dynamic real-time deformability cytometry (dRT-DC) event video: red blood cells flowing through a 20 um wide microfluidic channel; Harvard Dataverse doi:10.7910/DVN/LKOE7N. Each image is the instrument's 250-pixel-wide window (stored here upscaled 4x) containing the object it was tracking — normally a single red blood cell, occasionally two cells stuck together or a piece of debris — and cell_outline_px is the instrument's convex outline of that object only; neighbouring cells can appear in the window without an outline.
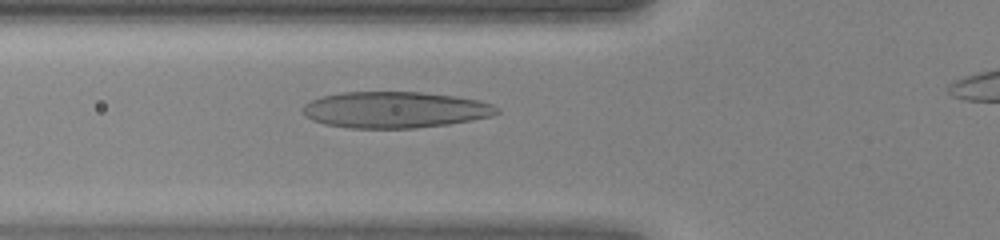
{"species": "human", "species_latin": "Homo sapiens", "temperature_condition": "warm", "stored_images_in_passage": 33, "camera_frame_rate_fps": 3000, "um_per_image_px": 0.085, "donor": {"sex": "female"}, "frame": {"image": 1, "passage_image": 9, "time_ms": 2.667, "image_size_px": [1000, 240], "cell_outline_px": [[500, 112], [488, 116], [448, 124], [416, 128], [348, 128], [324, 124], [312, 120], [304, 116], [300, 108], [304, 104], [312, 100], [324, 96], [344, 92], [420, 92], [452, 96], [476, 100], [492, 104]], "centroid_in_image_um": [33.48, 9.34], "position_along_channel_um": 92.3, "area_um2": 40.75}}
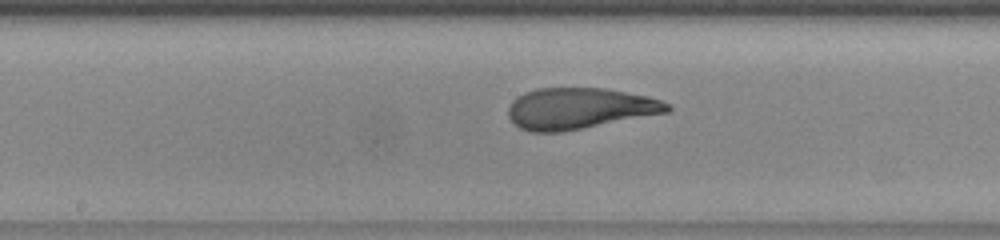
{"frame": {"image": 2, "passage_image": 16, "time_ms": 5.0, "image_size_px": [1000, 240], "cell_outline_px": [[672, 108], [668, 112], [564, 132], [528, 132], [520, 128], [508, 116], [508, 108], [512, 100], [536, 88], [604, 88], [648, 96], [660, 100], [668, 104]], "centroid_in_image_um": [49.25, 9.23], "position_along_channel_um": 199.0, "area_um2": 38.03}}
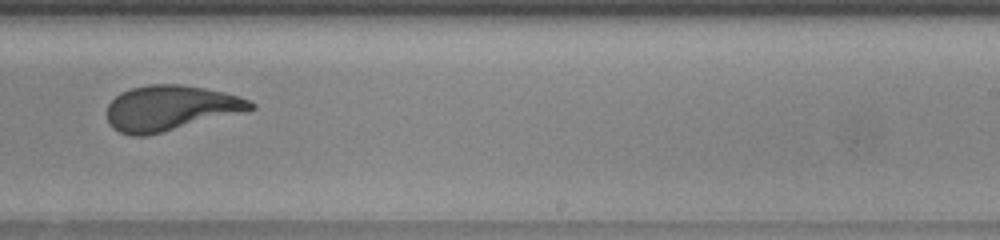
{"frame": {"image": 3, "passage_image": 21, "time_ms": 6.667, "image_size_px": [1000, 240], "cell_outline_px": [[256, 108], [148, 136], [132, 136], [120, 132], [112, 128], [108, 124], [108, 104], [116, 96], [132, 88], [148, 84], [180, 84], [204, 88], [224, 92], [248, 100], [256, 104]], "centroid_in_image_um": [14.44, 9.19], "position_along_channel_um": 274.6, "area_um2": 37.45}}